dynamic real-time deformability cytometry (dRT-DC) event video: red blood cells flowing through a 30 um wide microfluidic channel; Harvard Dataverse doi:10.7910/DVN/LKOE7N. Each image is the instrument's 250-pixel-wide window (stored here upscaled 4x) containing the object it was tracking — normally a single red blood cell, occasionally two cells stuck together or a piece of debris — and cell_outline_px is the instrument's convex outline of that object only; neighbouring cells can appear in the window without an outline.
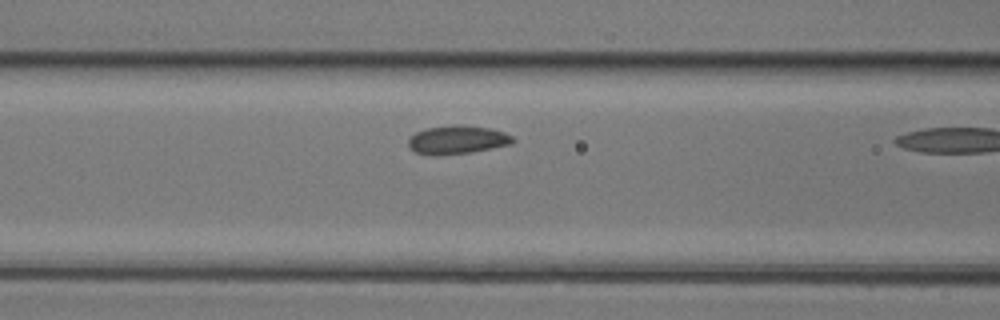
{"species": "common noctule bat (a hibernating species)", "species_latin": "Nyctalus noctula", "temperature_condition": "room temperature", "stored_images_in_passage": 9, "camera_frame_rate_fps": 3000, "um_per_image_px": 0.085, "animal": {"sex": "female", "body_mass_g": 17.0, "forearm_length_mm": 48.0}, "frame": {"image": 1, "passage_image": 8, "time_ms": 2.333, "image_size_px": [1000, 320], "cell_outline_px": [[516, 140], [512, 144], [472, 152], [436, 156], [432, 156], [416, 152], [408, 148], [408, 140], [416, 132], [428, 128], [456, 124], [464, 124], [488, 128], [504, 132], [512, 136]], "centroid_in_image_um": [38.87, 11.89], "position_along_channel_um": 127.7, "area_um2": 17.51}}